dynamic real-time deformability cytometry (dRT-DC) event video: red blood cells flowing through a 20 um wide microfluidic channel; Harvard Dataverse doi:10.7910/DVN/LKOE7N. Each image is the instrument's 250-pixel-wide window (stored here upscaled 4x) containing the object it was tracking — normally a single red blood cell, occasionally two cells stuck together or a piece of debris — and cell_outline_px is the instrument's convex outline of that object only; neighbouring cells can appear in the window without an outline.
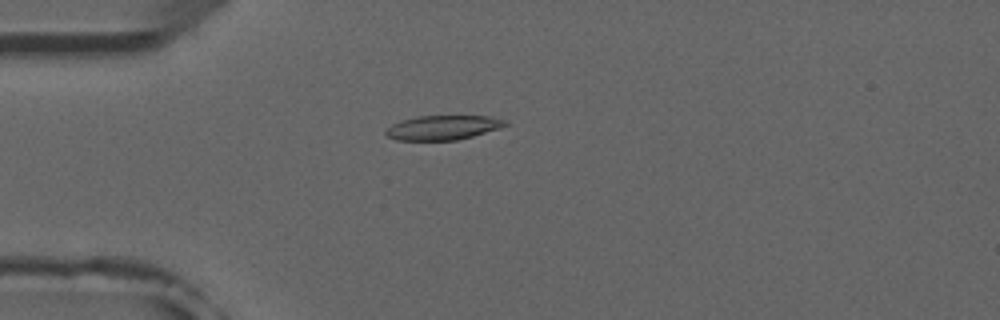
{"species": "common noctule bat (a hibernating species)", "species_latin": "Nyctalus noctula", "temperature_condition": "room temperature", "stored_images_in_passage": 5, "camera_frame_rate_fps": 3000, "um_per_image_px": 0.085, "animal": {"sex": "male", "forearm_length_mm": 52.5}, "frame": {"image": 1, "passage_image": 4, "time_ms": 3.667, "image_size_px": [1000, 320], "cell_outline_px": [[508, 124], [472, 136], [456, 140], [396, 140], [388, 136], [384, 132], [392, 124], [416, 116], [488, 116], [508, 120]], "centroid_in_image_um": [37.63, 10.84], "position_along_channel_um": 47.4, "area_um2": 16.7}}